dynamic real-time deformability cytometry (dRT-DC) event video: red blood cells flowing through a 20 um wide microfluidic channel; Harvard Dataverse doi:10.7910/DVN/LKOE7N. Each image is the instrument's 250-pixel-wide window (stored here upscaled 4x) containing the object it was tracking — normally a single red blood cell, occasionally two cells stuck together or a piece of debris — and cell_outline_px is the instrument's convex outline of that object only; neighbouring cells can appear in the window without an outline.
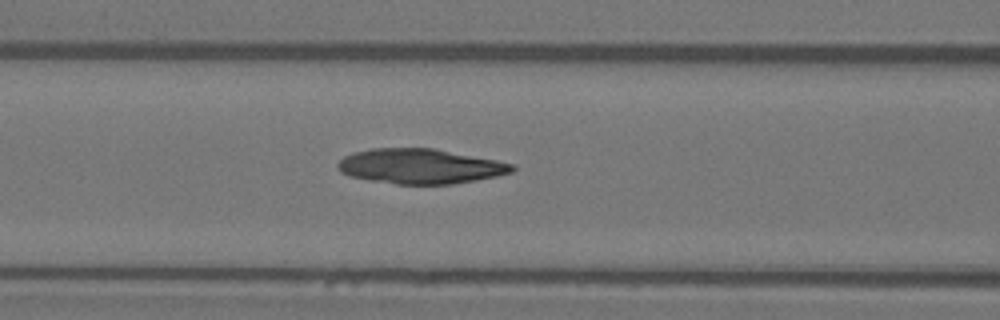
{"species": "Egyptian fruit bat (a non-hibernating species)", "species_latin": "Rousettus aegyptiacus", "temperature_condition": "warm", "stored_images_in_passage": 30, "camera_frame_rate_fps": 3000, "um_per_image_px": 0.085, "animal": {"sex": "female"}, "frame": {"image": 1, "passage_image": 9, "time_ms": 2.667, "image_size_px": [1000, 320], "cell_outline_px": [[516, 168], [512, 172], [496, 176], [476, 180], [452, 184], [396, 184], [368, 180], [348, 176], [340, 172], [336, 164], [344, 156], [352, 152], [372, 148], [432, 148], [496, 160], [516, 164]], "centroid_in_image_um": [35.69, 14.13], "position_along_channel_um": 130.9, "area_um2": 35.6}}
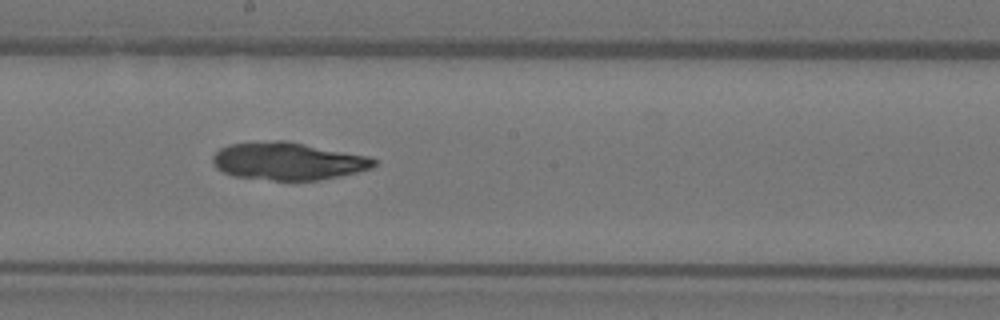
{"frame": {"image": 2, "passage_image": 16, "time_ms": 5.0, "image_size_px": [1000, 320], "cell_outline_px": [[376, 164], [372, 168], [356, 172], [320, 180], [272, 180], [232, 176], [216, 168], [212, 164], [212, 156], [220, 148], [228, 144], [276, 140], [284, 140], [368, 156], [376, 160]], "centroid_in_image_um": [24.43, 13.7], "position_along_channel_um": 223.8, "area_um2": 35.26}}
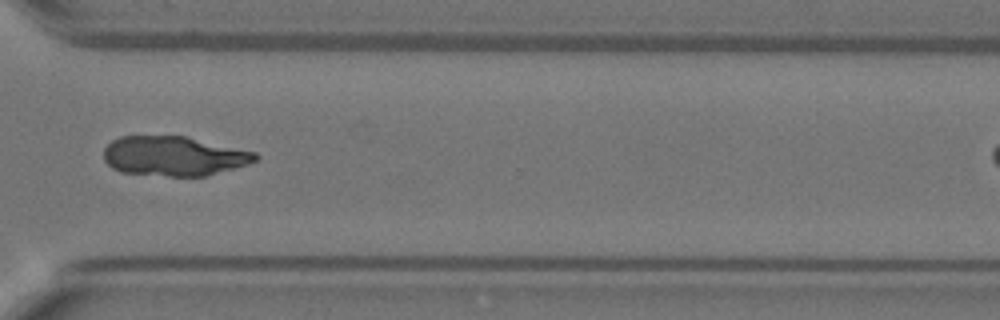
{"frame": {"image": 3, "passage_image": 26, "time_ms": 8.333, "image_size_px": [1000, 320], "cell_outline_px": [[260, 156], [256, 160], [248, 164], [208, 176], [168, 176], [120, 172], [112, 168], [104, 160], [104, 148], [112, 140], [120, 136], [188, 136], [256, 152]], "centroid_in_image_um": [14.79, 13.26], "position_along_channel_um": 355.8, "area_um2": 35.26}}